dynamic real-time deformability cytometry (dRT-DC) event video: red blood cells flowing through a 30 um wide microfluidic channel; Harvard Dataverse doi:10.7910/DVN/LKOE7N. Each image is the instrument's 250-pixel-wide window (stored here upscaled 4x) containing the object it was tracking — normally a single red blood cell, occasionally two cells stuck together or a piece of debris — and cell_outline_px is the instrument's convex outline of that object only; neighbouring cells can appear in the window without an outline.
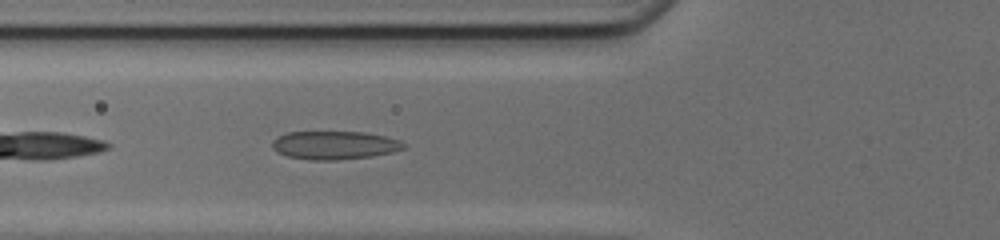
{"species": "common noctule bat (a hibernating species)", "species_latin": "Nyctalus noctula", "temperature_condition": "cold", "stored_images_in_passage": 35, "camera_frame_rate_fps": 3000, "um_per_image_px": 0.085, "animal": {"sex": "female", "body_mass_g": 17.0, "forearm_length_mm": 48.0}, "frame": {"image": 1, "passage_image": 4, "time_ms": 1.0, "image_size_px": [1000, 240], "cell_outline_px": [[404, 148], [392, 152], [372, 156], [336, 160], [312, 160], [288, 156], [276, 152], [272, 148], [272, 140], [276, 136], [288, 132], [364, 132], [384, 136], [400, 140], [404, 144]], "centroid_in_image_um": [28.39, 12.34], "position_along_channel_um": 97.4, "area_um2": 21.68}}
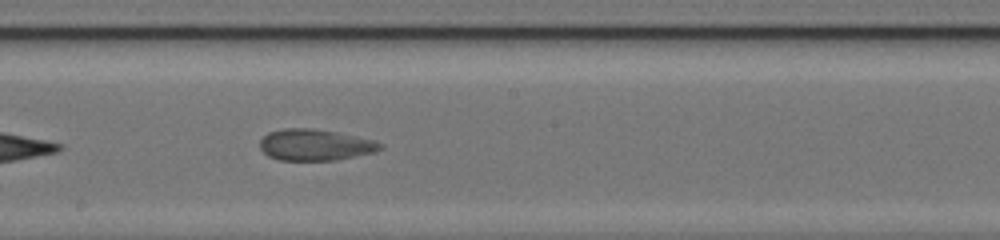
{"frame": {"image": 2, "passage_image": 13, "time_ms": 4.0, "image_size_px": [1000, 240], "cell_outline_px": [[384, 148], [376, 152], [336, 160], [280, 160], [268, 156], [260, 148], [260, 140], [268, 132], [284, 128], [312, 128], [336, 132], [372, 140], [384, 144]], "centroid_in_image_um": [26.79, 12.31], "position_along_channel_um": 221.4, "area_um2": 21.96}}
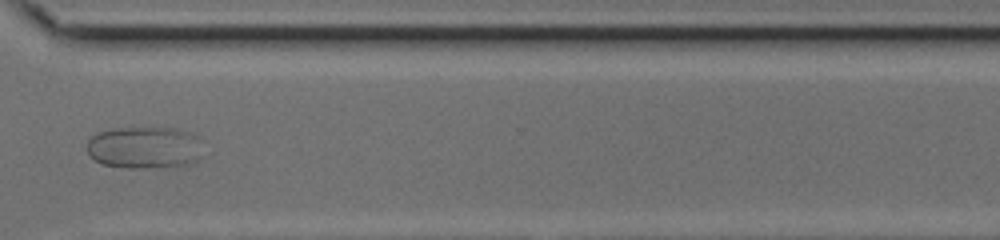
{"frame": {"image": 3, "passage_image": 23, "time_ms": 7.333, "image_size_px": [1000, 240], "cell_outline_px": [[204, 156], [188, 164], [156, 168], [124, 168], [104, 164], [88, 156], [88, 140], [92, 136], [100, 132], [112, 128], [176, 128], [200, 136], [204, 140]], "centroid_in_image_um": [12.38, 12.54], "position_along_channel_um": 358.2, "area_um2": 29.13}}